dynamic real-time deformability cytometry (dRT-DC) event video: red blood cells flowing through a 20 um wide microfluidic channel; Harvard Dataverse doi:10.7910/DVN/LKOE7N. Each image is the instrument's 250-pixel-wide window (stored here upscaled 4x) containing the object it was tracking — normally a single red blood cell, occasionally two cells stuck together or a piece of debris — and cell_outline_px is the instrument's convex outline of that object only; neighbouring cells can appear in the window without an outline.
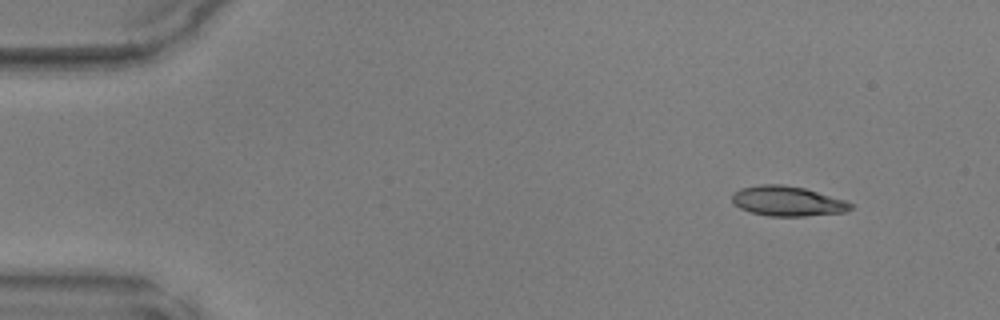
{"species": "common noctule bat (a hibernating species)", "species_latin": "Nyctalus noctula", "temperature_condition": "warm", "stored_images_in_passage": 44, "camera_frame_rate_fps": 3000, "um_per_image_px": 0.085, "animal": {"sex": "male", "body_mass_g": 17.9, "forearm_length_mm": 54.2}, "frame": {"image": 1, "passage_image": 1, "time_ms": 0.0, "image_size_px": [1000, 320], "cell_outline_px": [[852, 208], [844, 212], [804, 216], [768, 216], [752, 212], [740, 208], [732, 204], [732, 192], [740, 188], [760, 184], [780, 184], [804, 188], [844, 200], [852, 204]], "centroid_in_image_um": [66.87, 17.09], "position_along_channel_um": 18.1, "area_um2": 20.58}}
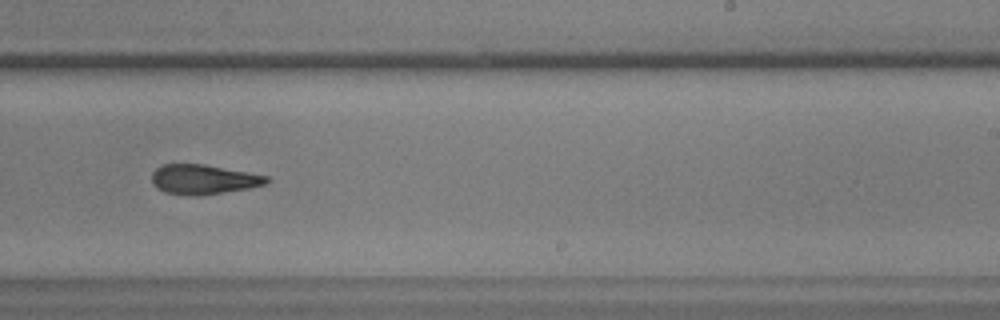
{"frame": {"image": 2, "passage_image": 26, "time_ms": 8.333, "image_size_px": [1000, 320], "cell_outline_px": [[268, 180], [264, 184], [248, 188], [200, 196], [188, 196], [164, 192], [156, 188], [152, 184], [152, 172], [156, 168], [164, 164], [204, 164], [248, 172], [268, 176]], "centroid_in_image_um": [17.23, 15.25], "position_along_channel_um": 271.8, "area_um2": 19.88}}
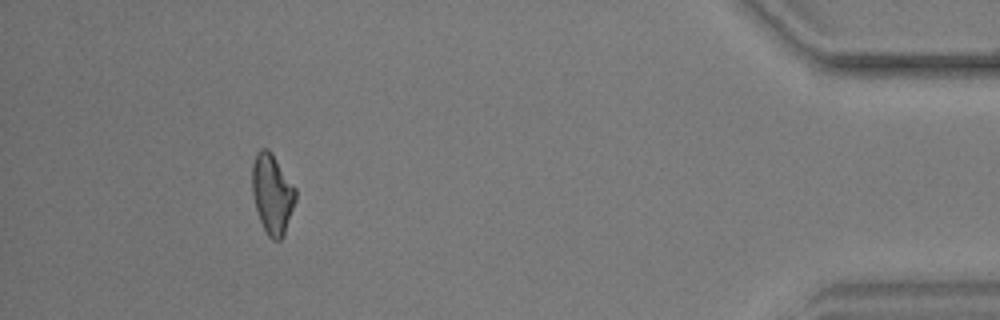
{"frame": {"image": 3, "passage_image": 40, "time_ms": 13.0, "image_size_px": [1000, 320], "cell_outline_px": [[296, 200], [284, 236], [280, 240], [272, 240], [268, 236], [260, 220], [256, 208], [252, 192], [252, 164], [256, 152], [260, 148], [268, 148], [272, 152], [296, 188]], "centroid_in_image_um": [23.15, 16.46], "position_along_channel_um": 412.1, "area_um2": 20.4}}